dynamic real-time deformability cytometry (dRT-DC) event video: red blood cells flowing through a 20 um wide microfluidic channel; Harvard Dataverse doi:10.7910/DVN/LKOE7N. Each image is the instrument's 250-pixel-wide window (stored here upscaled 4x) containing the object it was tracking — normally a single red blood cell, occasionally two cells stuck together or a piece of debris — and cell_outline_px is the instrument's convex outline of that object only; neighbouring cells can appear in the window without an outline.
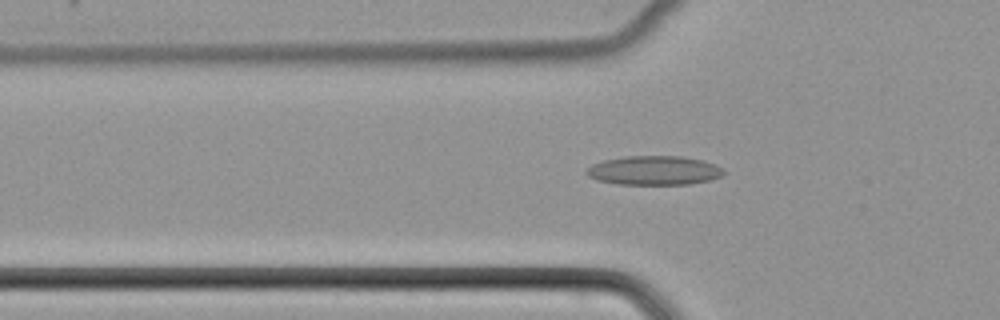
{"species": "common noctule bat (a hibernating species)", "species_latin": "Nyctalus noctula", "temperature_condition": "cold", "stored_images_in_passage": 51, "camera_frame_rate_fps": 3000, "um_per_image_px": 0.085, "animal": {"sex": "female", "body_mass_g": 22.7, "forearm_length_mm": 54.2}, "frame": {"image": 1, "passage_image": 17, "time_ms": 5.333, "image_size_px": [1000, 320], "cell_outline_px": [[724, 176], [712, 180], [688, 184], [616, 184], [596, 180], [588, 176], [584, 172], [592, 164], [604, 160], [624, 156], [680, 156], [704, 160], [716, 164], [724, 168]], "centroid_in_image_um": [55.63, 14.49], "position_along_channel_um": 70.2, "area_um2": 23.58}}
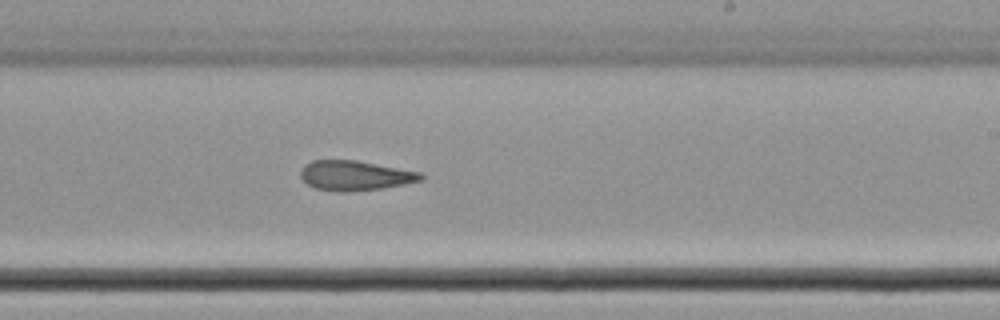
{"frame": {"image": 2, "passage_image": 31, "time_ms": 10.0, "image_size_px": [1000, 320], "cell_outline_px": [[424, 180], [404, 184], [380, 188], [344, 192], [340, 192], [316, 188], [308, 184], [300, 176], [300, 172], [304, 164], [312, 160], [356, 160], [420, 172], [424, 176]], "centroid_in_image_um": [30.17, 14.91], "position_along_channel_um": 258.8, "area_um2": 20.75}}
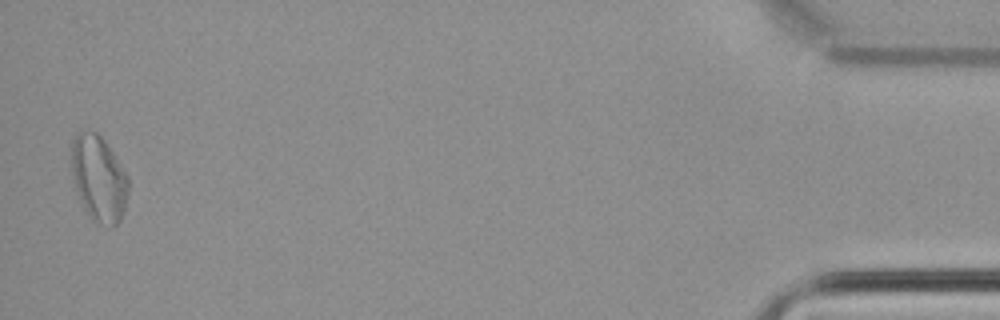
{"frame": {"image": 3, "passage_image": 50, "time_ms": 16.333, "image_size_px": [1000, 320], "cell_outline_px": [[128, 192], [124, 208], [120, 220], [112, 228], [108, 228], [92, 220], [84, 208], [76, 192], [72, 176], [72, 140], [76, 132], [96, 132], [104, 140], [128, 176]], "centroid_in_image_um": [8.38, 15.21], "position_along_channel_um": 426.8, "area_um2": 28.38}}